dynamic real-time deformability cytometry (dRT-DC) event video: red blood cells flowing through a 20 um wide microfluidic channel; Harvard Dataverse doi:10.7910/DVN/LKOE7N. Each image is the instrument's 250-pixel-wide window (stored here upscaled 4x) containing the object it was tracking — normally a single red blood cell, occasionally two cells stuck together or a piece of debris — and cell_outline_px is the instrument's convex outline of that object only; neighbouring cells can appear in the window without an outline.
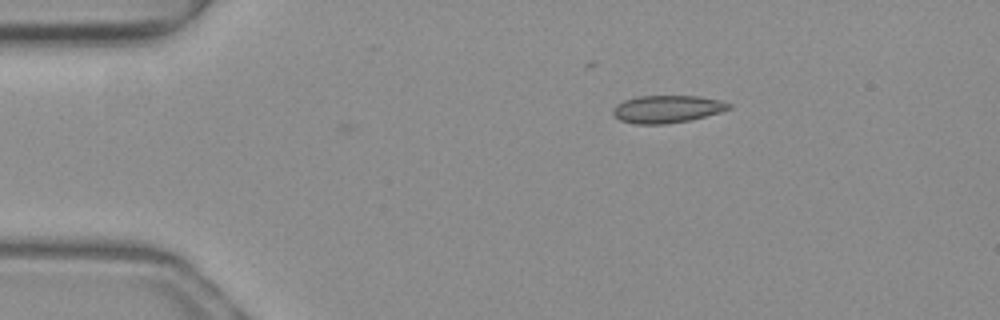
{"species": "common noctule bat (a hibernating species)", "species_latin": "Nyctalus noctula", "temperature_condition": "warm", "stored_images_in_passage": 7, "camera_frame_rate_fps": 3000, "um_per_image_px": 0.085, "animal": {"sex": "female", "body_mass_g": 19.3, "forearm_length_mm": 54.1}, "frame": {"image": 1, "passage_image": 7, "time_ms": 2.0, "image_size_px": [1000, 320], "cell_outline_px": [[732, 108], [720, 112], [688, 120], [668, 124], [636, 124], [620, 120], [612, 112], [612, 108], [616, 104], [624, 100], [636, 96], [700, 96], [720, 100], [732, 104]], "centroid_in_image_um": [56.69, 9.26], "position_along_channel_um": 28.3, "area_um2": 18.61}}